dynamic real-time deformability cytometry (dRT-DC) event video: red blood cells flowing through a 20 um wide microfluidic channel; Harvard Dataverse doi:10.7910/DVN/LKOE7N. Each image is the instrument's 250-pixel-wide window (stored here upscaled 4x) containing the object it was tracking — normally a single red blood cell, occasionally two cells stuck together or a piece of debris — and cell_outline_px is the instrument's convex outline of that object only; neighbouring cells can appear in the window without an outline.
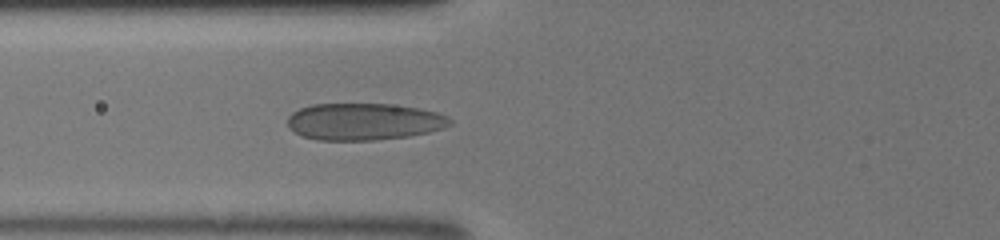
{"species": "human", "species_latin": "Homo sapiens", "temperature_condition": "room temperature", "stored_images_in_passage": 31, "camera_frame_rate_fps": 3000, "um_per_image_px": 0.085, "donor": {"sex": "male"}, "frame": {"image": 1, "passage_image": 5, "time_ms": 1.333, "image_size_px": [1000, 240], "cell_outline_px": [[452, 124], [444, 128], [428, 132], [408, 136], [376, 140], [316, 140], [304, 136], [288, 128], [288, 116], [292, 112], [300, 108], [312, 104], [388, 104], [420, 108], [436, 112], [448, 116], [452, 120]], "centroid_in_image_um": [30.94, 10.33], "position_along_channel_um": 94.9, "area_um2": 35.03}}
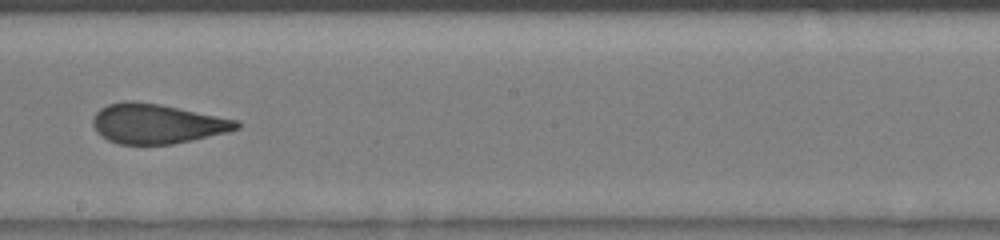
{"frame": {"image": 2, "passage_image": 14, "time_ms": 4.333, "image_size_px": [1000, 240], "cell_outline_px": [[240, 128], [228, 132], [172, 144], [120, 144], [108, 140], [96, 132], [92, 124], [92, 116], [100, 108], [108, 104], [124, 100], [132, 100], [160, 104], [240, 120]], "centroid_in_image_um": [13.33, 10.5], "position_along_channel_um": 234.9, "area_um2": 33.47}}
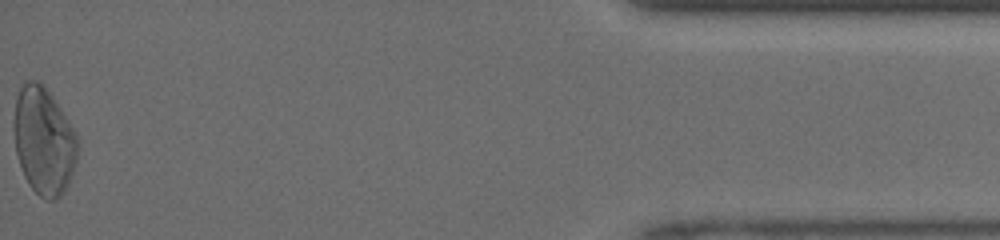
{"frame": {"image": 3, "passage_image": 31, "time_ms": 10.0, "image_size_px": [1000, 240], "cell_outline_px": [[76, 160], [68, 184], [64, 192], [60, 196], [52, 200], [48, 200], [40, 196], [28, 184], [24, 176], [16, 152], [12, 128], [12, 120], [16, 100], [20, 88], [24, 80], [36, 80], [44, 84], [76, 132]], "centroid_in_image_um": [3.68, 11.94], "position_along_channel_um": 431.5, "area_um2": 39.88}}